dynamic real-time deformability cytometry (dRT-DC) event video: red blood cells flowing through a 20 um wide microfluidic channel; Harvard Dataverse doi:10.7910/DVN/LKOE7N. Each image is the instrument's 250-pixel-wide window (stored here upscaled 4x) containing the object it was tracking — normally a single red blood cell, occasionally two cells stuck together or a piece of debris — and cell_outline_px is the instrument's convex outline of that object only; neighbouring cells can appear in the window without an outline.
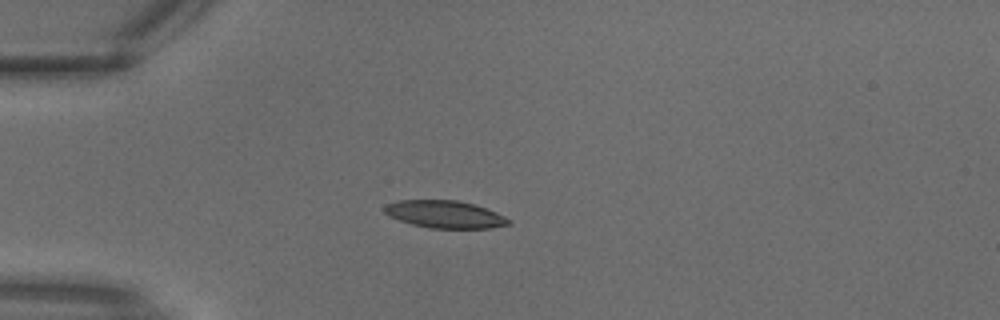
{"species": "common noctule bat (a hibernating species)", "species_latin": "Nyctalus noctula", "temperature_condition": "warm", "stored_images_in_passage": 13, "camera_frame_rate_fps": 3000, "um_per_image_px": 0.085, "animal": {"sex": "male", "body_mass_g": 18.8}, "frame": {"image": 1, "passage_image": 8, "time_ms": 2.333, "image_size_px": [1000, 320], "cell_outline_px": [[512, 224], [492, 228], [432, 228], [412, 224], [388, 216], [384, 212], [384, 204], [400, 200], [456, 200], [472, 204], [496, 212], [512, 220]], "centroid_in_image_um": [37.81, 18.22], "position_along_channel_um": 47.2, "area_um2": 19.83}}